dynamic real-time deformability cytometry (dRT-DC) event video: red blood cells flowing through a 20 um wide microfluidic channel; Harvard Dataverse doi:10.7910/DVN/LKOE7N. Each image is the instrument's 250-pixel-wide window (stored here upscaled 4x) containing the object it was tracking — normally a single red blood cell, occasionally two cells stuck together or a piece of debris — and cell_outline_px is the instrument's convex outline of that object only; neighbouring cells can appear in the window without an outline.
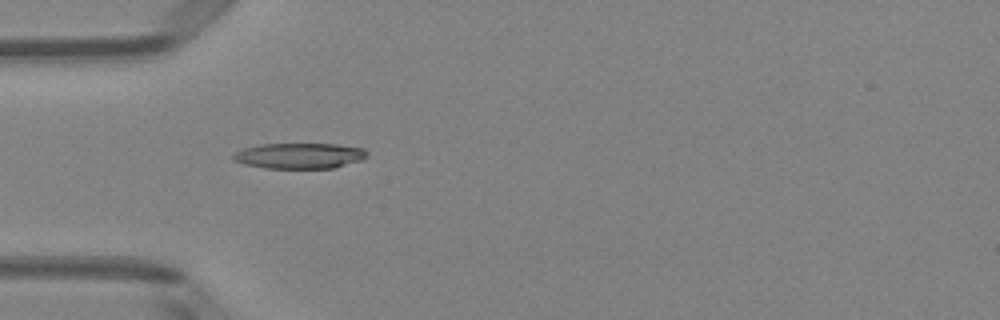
{"species": "Egyptian fruit bat (a non-hibernating species)", "species_latin": "Rousettus aegyptiacus", "temperature_condition": "room temperature", "stored_images_in_passage": 50, "camera_frame_rate_fps": 3000, "um_per_image_px": 0.085, "animal": {"sex": "female"}, "frame": {"image": 1, "passage_image": 15, "time_ms": 4.667, "image_size_px": [1000, 320], "cell_outline_px": [[368, 156], [360, 160], [336, 168], [264, 168], [244, 164], [232, 160], [232, 156], [236, 152], [244, 148], [260, 144], [336, 144], [364, 148], [368, 152]], "centroid_in_image_um": [25.47, 13.24], "position_along_channel_um": 59.5, "area_um2": 20.06}}
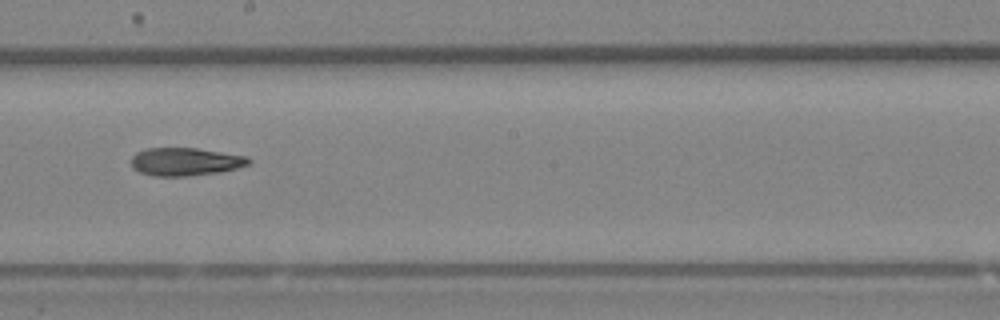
{"frame": {"image": 2, "passage_image": 28, "time_ms": 9.0, "image_size_px": [1000, 320], "cell_outline_px": [[252, 160], [248, 164], [236, 168], [220, 172], [188, 176], [152, 176], [140, 172], [132, 168], [132, 156], [136, 152], [148, 148], [196, 148], [244, 156]], "centroid_in_image_um": [15.71, 13.75], "position_along_channel_um": 232.5, "area_um2": 19.02}}
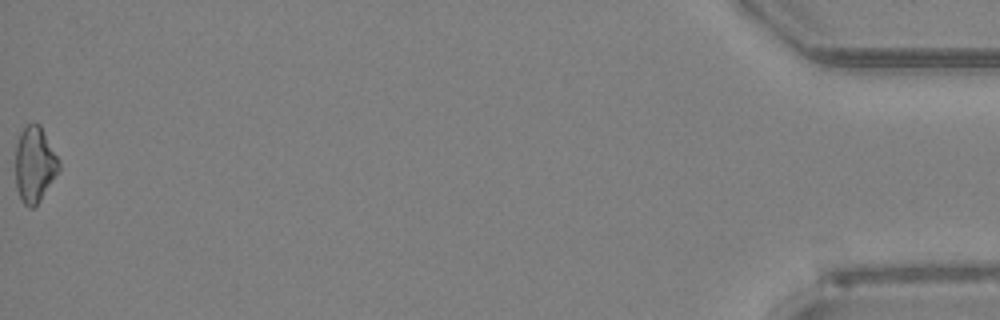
{"frame": {"image": 3, "passage_image": 50, "time_ms": 16.333, "image_size_px": [1000, 320], "cell_outline_px": [[60, 172], [40, 200], [32, 208], [28, 208], [20, 200], [16, 188], [16, 144], [20, 132], [28, 124], [40, 124], [60, 160]], "centroid_in_image_um": [2.96, 14.0], "position_along_channel_um": 432.2, "area_um2": 19.42}}